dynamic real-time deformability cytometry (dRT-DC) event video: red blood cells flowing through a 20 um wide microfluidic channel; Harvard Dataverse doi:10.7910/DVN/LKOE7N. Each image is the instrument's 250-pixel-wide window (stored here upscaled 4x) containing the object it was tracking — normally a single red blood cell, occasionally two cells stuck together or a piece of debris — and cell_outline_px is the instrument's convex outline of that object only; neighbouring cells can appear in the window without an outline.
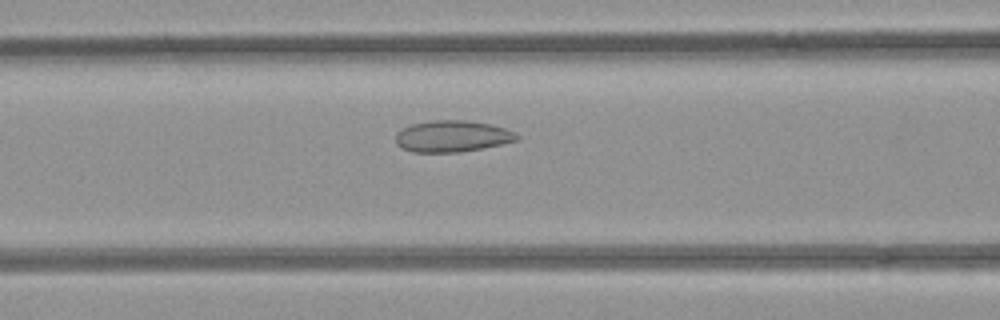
{"species": "common noctule bat (a hibernating species)", "species_latin": "Nyctalus noctula", "temperature_condition": "room temperature", "stored_images_in_passage": 36, "camera_frame_rate_fps": 3000, "um_per_image_px": 0.085, "animal": {"sex": "female", "body_mass_g": 21.9}, "frame": {"image": 1, "passage_image": 5, "time_ms": 1.333, "image_size_px": [1000, 320], "cell_outline_px": [[520, 136], [516, 140], [500, 144], [460, 152], [412, 152], [396, 144], [396, 132], [412, 124], [436, 120], [468, 120], [492, 124], [516, 132]], "centroid_in_image_um": [38.45, 11.57], "position_along_channel_um": 128.2, "area_um2": 22.08}}
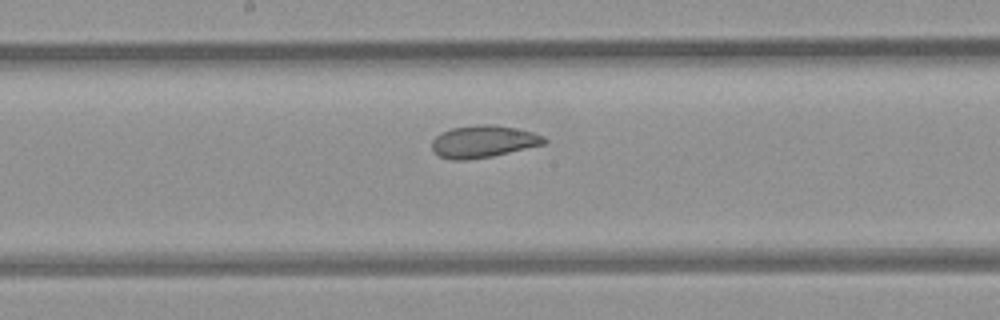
{"frame": {"image": 2, "passage_image": 11, "time_ms": 3.333, "image_size_px": [1000, 320], "cell_outline_px": [[548, 140], [544, 144], [492, 156], [468, 160], [452, 160], [440, 156], [432, 152], [432, 140], [440, 132], [452, 128], [476, 124], [492, 124], [516, 128], [532, 132], [544, 136]], "centroid_in_image_um": [41.05, 12.02], "position_along_channel_um": 207.1, "area_um2": 21.15}}
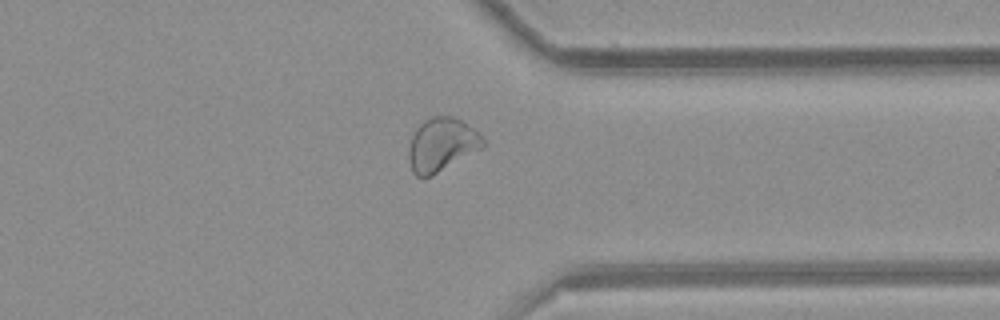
{"frame": {"image": 3, "passage_image": 24, "time_ms": 7.667, "image_size_px": [1000, 320], "cell_outline_px": [[484, 148], [432, 176], [416, 176], [412, 172], [408, 160], [408, 148], [412, 136], [416, 128], [424, 120], [432, 116], [452, 116], [460, 120], [480, 132], [484, 140]], "centroid_in_image_um": [37.55, 12.3], "position_along_channel_um": 373.9, "area_um2": 23.41}}